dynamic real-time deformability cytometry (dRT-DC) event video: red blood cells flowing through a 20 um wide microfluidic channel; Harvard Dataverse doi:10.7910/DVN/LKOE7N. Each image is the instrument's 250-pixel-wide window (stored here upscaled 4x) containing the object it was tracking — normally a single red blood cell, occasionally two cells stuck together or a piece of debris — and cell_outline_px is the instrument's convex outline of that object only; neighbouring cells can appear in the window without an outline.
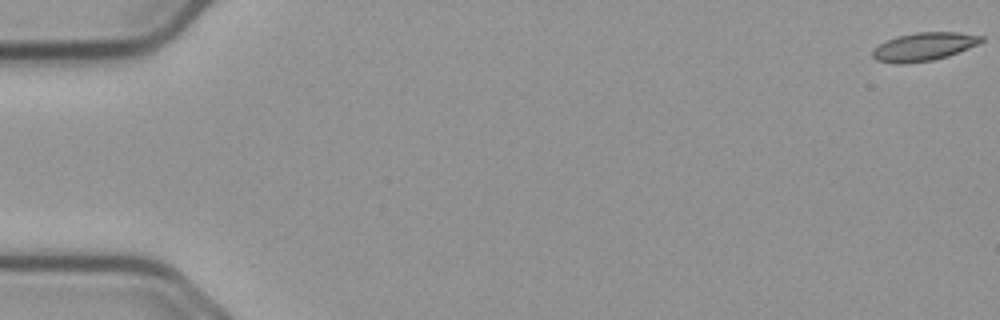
{"species": "common noctule bat (a hibernating species)", "species_latin": "Nyctalus noctula", "temperature_condition": "cold", "stored_images_in_passage": 8, "camera_frame_rate_fps": 3000, "um_per_image_px": 0.085, "animal": {"sex": "male", "body_mass_g": 23.1, "forearm_length_mm": 52.7}, "frame": {"image": 1, "passage_image": 1, "time_ms": 0.0, "image_size_px": [1000, 320], "cell_outline_px": [[984, 40], [968, 48], [948, 56], [932, 60], [900, 64], [896, 64], [876, 60], [872, 56], [872, 52], [880, 44], [896, 36], [916, 32], [960, 32], [984, 36]], "centroid_in_image_um": [78.53, 3.96], "position_along_channel_um": 6.5, "area_um2": 17.74}}